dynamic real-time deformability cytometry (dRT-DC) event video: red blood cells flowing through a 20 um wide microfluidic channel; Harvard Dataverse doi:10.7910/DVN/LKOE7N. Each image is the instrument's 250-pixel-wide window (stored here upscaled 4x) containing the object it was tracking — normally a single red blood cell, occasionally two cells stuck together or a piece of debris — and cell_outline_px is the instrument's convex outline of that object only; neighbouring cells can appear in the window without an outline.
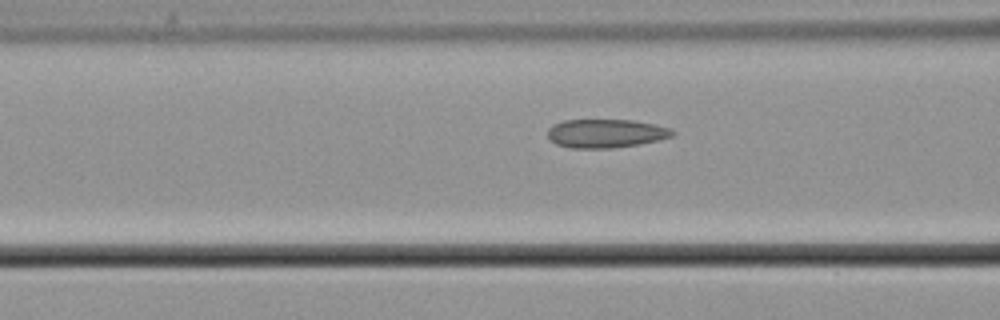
{"species": "common noctule bat (a hibernating species)", "species_latin": "Nyctalus noctula", "temperature_condition": "cold", "stored_images_in_passage": 13, "camera_frame_rate_fps": 3000, "um_per_image_px": 0.085, "animal": {"sex": "male", "body_mass_g": 21.5, "forearm_length_mm": 52.0}, "frame": {"image": 1, "passage_image": 10, "time_ms": 3.0, "image_size_px": [1000, 320], "cell_outline_px": [[676, 132], [672, 136], [660, 140], [640, 144], [612, 148], [572, 148], [556, 144], [548, 136], [548, 128], [552, 124], [564, 120], [632, 120], [656, 124], [672, 128]], "centroid_in_image_um": [51.53, 11.33], "position_along_channel_um": 115.1, "area_um2": 20.98}}